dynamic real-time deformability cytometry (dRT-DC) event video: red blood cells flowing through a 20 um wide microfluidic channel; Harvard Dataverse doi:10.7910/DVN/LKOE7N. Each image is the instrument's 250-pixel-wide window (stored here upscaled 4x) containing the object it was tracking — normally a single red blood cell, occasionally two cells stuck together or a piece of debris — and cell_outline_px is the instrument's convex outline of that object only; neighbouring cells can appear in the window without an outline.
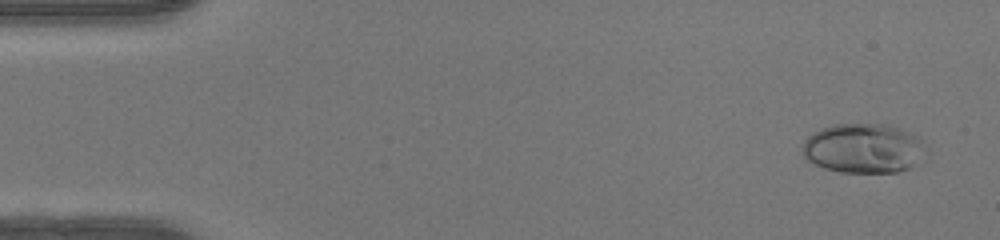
{"species": "human", "species_latin": "Homo sapiens", "temperature_condition": "warm", "stored_images_in_passage": 49, "camera_frame_rate_fps": 3000, "um_per_image_px": 0.085, "donor": {"sex": "female"}, "frame": {"image": 1, "passage_image": 3, "time_ms": 0.667, "image_size_px": [1000, 240], "cell_outline_px": [[928, 148], [908, 168], [896, 172], [840, 172], [824, 168], [808, 160], [804, 156], [804, 140], [808, 136], [820, 128], [832, 124], [888, 124], [900, 128], [916, 136]], "centroid_in_image_um": [73.37, 12.59], "position_along_channel_um": 11.6, "area_um2": 35.32}}
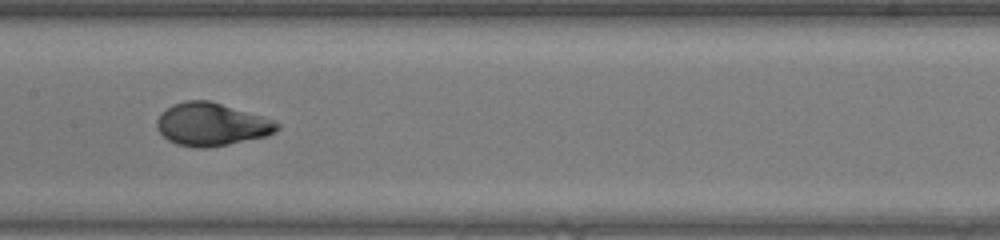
{"frame": {"image": 2, "passage_image": 25, "time_ms": 8.0, "image_size_px": [1000, 240], "cell_outline_px": [[280, 128], [264, 136], [228, 144], [208, 148], [196, 148], [176, 144], [168, 140], [156, 128], [156, 120], [160, 112], [172, 104], [184, 100], [208, 100], [260, 116], [272, 120], [280, 124]], "centroid_in_image_um": [17.89, 10.57], "position_along_channel_um": 189.5, "area_um2": 29.77}}
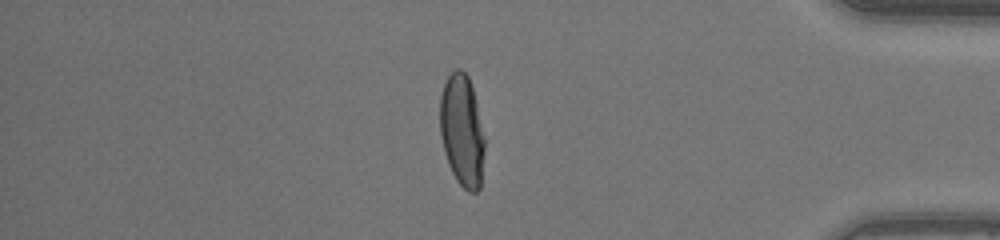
{"frame": {"image": 3, "passage_image": 42, "time_ms": 13.667, "image_size_px": [1000, 240], "cell_outline_px": [[484, 148], [480, 188], [476, 192], [468, 192], [456, 180], [448, 164], [444, 152], [440, 132], [440, 96], [444, 84], [448, 76], [456, 68], [460, 68], [468, 76], [476, 100], [484, 136]], "centroid_in_image_um": [39.26, 11.1], "position_along_channel_um": 395.9, "area_um2": 29.07}, "authors_computed_cell_mechanics": {"area_um2": 29.8826, "velocity_mm_per_s": 4.2355, "shape_relaxation_time_tau1_ms": 4.336, "shape_relaxation_time_tau2_ms": null, "deformation_change_tau1": 0.2483, "deformation_change_tau2": null}}